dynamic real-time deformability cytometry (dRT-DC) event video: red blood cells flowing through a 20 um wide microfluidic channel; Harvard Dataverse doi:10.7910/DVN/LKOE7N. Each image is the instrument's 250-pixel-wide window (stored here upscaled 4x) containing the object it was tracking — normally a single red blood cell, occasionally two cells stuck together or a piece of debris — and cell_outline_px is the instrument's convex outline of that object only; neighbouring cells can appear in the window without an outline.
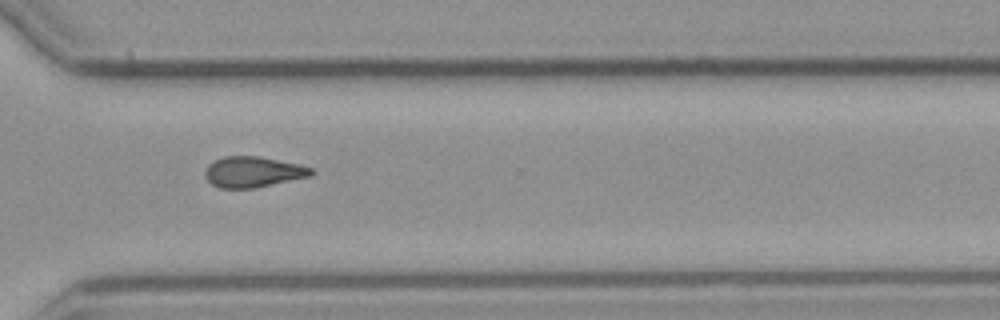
{"species": "common noctule bat (a hibernating species)", "species_latin": "Nyctalus noctula", "temperature_condition": "cold", "stored_images_in_passage": 13, "camera_frame_rate_fps": 3000, "um_per_image_px": 0.085, "animal": {"sex": "male", "body_mass_g": 23.1, "forearm_length_mm": 52.7}, "frame": {"image": 1, "passage_image": 10, "time_ms": 11.333, "image_size_px": [1000, 320], "cell_outline_px": [[316, 172], [312, 176], [256, 188], [220, 188], [212, 184], [204, 176], [204, 172], [208, 164], [224, 156], [260, 156], [300, 164], [312, 168]], "centroid_in_image_um": [21.54, 14.61], "position_along_channel_um": 349.1, "area_um2": 19.25}}
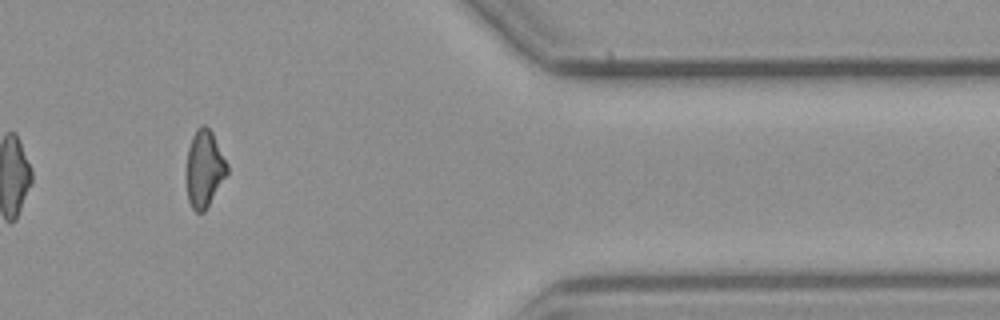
{"frame": {"image": 2, "passage_image": 11, "time_ms": 13.333, "image_size_px": [1000, 320], "cell_outline_px": [[228, 172], [204, 212], [196, 212], [192, 208], [188, 200], [188, 148], [192, 136], [196, 128], [200, 124], [204, 124], [212, 132], [228, 164]], "centroid_in_image_um": [17.39, 14.3], "position_along_channel_um": 394.0, "area_um2": 17.86}, "authors_computed_cell_mechanics": {"area_um2": 17.918, "velocity_mm_per_s": 3.6802, "shape_relaxation_time_tau1_ms": 3.2532, "shape_relaxation_time_tau2_ms": 2.791, "deformation_change_tau1": 0.0958, "deformation_change_tau2": 0.0854}}